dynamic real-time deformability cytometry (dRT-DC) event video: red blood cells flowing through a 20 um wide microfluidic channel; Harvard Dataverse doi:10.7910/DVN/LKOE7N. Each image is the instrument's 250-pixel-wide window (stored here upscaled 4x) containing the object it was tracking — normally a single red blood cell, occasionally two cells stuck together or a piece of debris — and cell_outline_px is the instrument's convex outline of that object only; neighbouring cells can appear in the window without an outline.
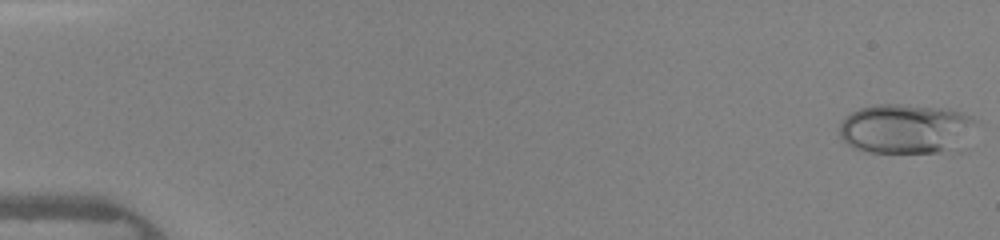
{"species": "human", "species_latin": "Homo sapiens", "temperature_condition": "warm", "stored_images_in_passage": 44, "camera_frame_rate_fps": 3000, "um_per_image_px": 0.085, "donor": {"sex": "female"}, "frame": {"image": 1, "passage_image": 1, "time_ms": 0.0, "image_size_px": [1000, 240], "cell_outline_px": [[980, 120], [948, 148], [940, 152], [868, 152], [852, 148], [840, 136], [840, 124], [852, 112], [860, 108], [876, 104], [908, 104], [948, 108], [972, 116]], "centroid_in_image_um": [76.89, 10.9], "position_along_channel_um": 8.1, "area_um2": 38.61}}
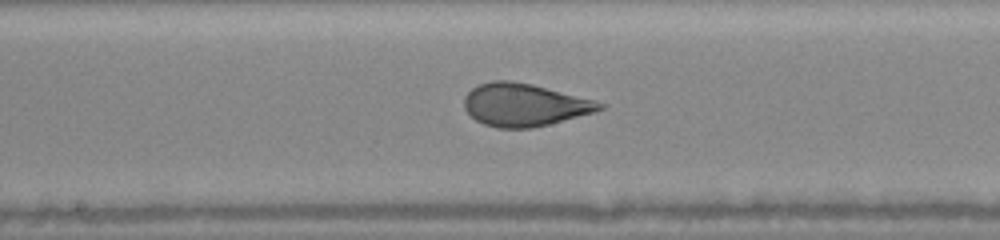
{"frame": {"image": 2, "passage_image": 24, "time_ms": 7.667, "image_size_px": [1000, 240], "cell_outline_px": [[608, 104], [604, 108], [596, 112], [532, 128], [500, 128], [484, 124], [476, 120], [464, 108], [464, 96], [472, 88], [480, 84], [492, 80], [512, 80], [532, 84], [596, 100]], "centroid_in_image_um": [44.6, 8.9], "position_along_channel_um": 203.6, "area_um2": 33.81}}
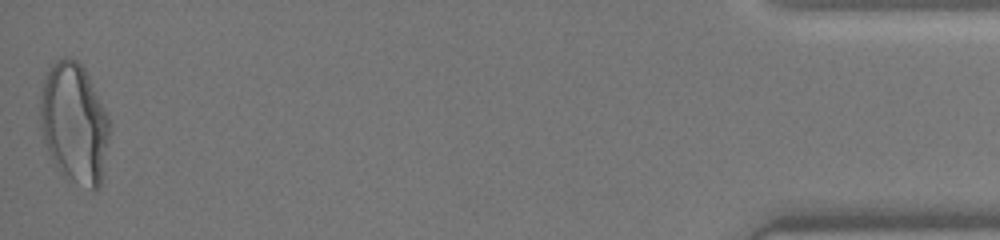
{"frame": {"image": 3, "passage_image": 44, "time_ms": 14.333, "image_size_px": [1000, 240], "cell_outline_px": [[112, 120], [100, 184], [96, 188], [92, 188], [72, 180], [60, 172], [52, 160], [44, 144], [40, 128], [40, 96], [48, 64], [64, 56], [68, 56], [76, 60], [84, 68]], "centroid_in_image_um": [6.3, 10.39], "position_along_channel_um": 428.9, "area_um2": 48.9}}